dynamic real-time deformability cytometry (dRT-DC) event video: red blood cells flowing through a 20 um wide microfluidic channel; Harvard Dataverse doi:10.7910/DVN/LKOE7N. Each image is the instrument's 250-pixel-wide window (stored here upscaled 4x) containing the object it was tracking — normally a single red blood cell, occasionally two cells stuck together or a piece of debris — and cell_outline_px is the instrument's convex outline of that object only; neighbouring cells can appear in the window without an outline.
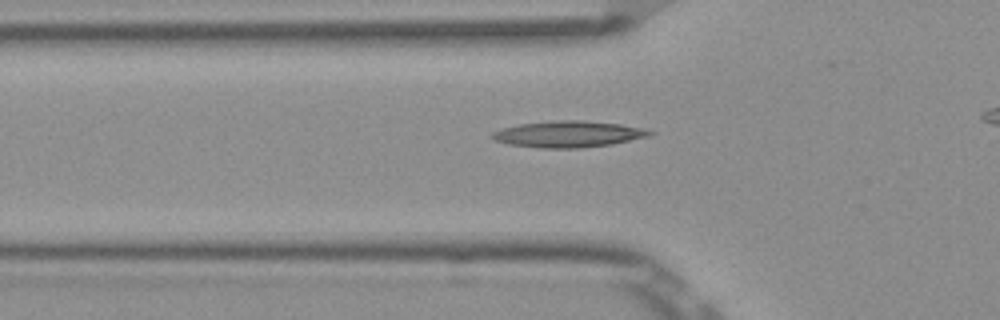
{"species": "Egyptian fruit bat (a non-hibernating species)", "species_latin": "Rousettus aegyptiacus", "temperature_condition": "room temperature", "stored_images_in_passage": 37, "camera_frame_rate_fps": 3000, "um_per_image_px": 0.085, "frame": {"image": 1, "passage_image": 9, "time_ms": 2.667, "image_size_px": [1000, 320], "cell_outline_px": [[656, 132], [652, 136], [612, 144], [580, 148], [540, 148], [508, 144], [492, 140], [488, 136], [492, 132], [500, 128], [520, 124], [552, 120], [584, 120], [620, 124], [644, 128]], "centroid_in_image_um": [48.3, 11.4], "position_along_channel_um": 77.5, "area_um2": 24.62}}
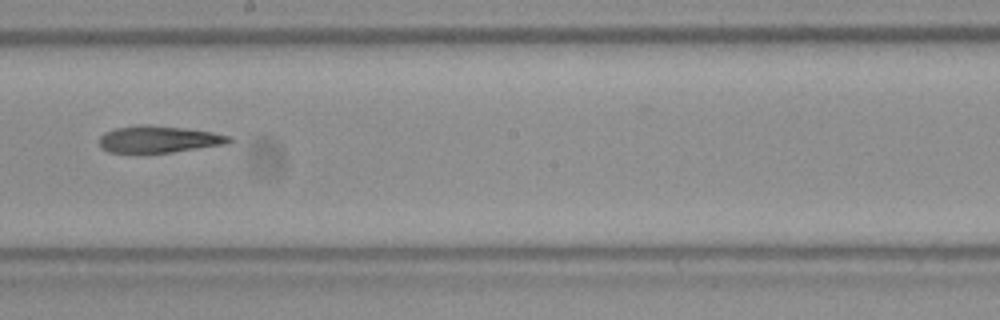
{"frame": {"image": 2, "passage_image": 21, "time_ms": 6.667, "image_size_px": [1000, 320], "cell_outline_px": [[232, 140], [228, 144], [172, 152], [108, 152], [100, 148], [100, 136], [104, 132], [116, 128], [140, 124], [148, 124], [184, 128], [212, 132], [232, 136]], "centroid_in_image_um": [13.51, 11.83], "position_along_channel_um": 234.7, "area_um2": 20.35}}
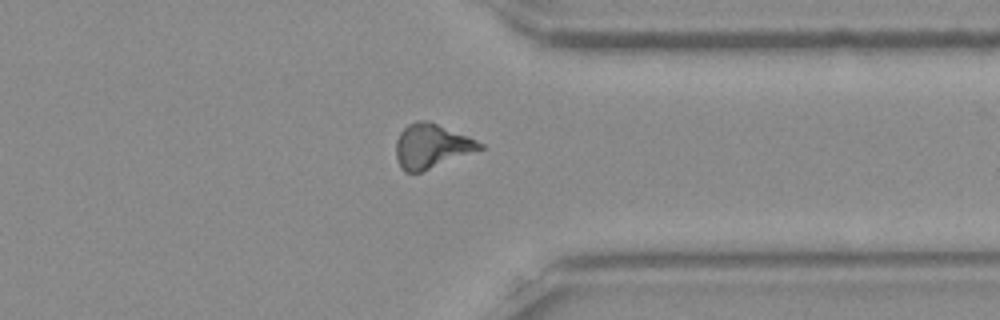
{"frame": {"image": 3, "passage_image": 32, "time_ms": 10.333, "image_size_px": [1000, 320], "cell_outline_px": [[484, 148], [420, 172], [404, 172], [400, 168], [396, 160], [396, 140], [400, 132], [408, 124], [416, 120], [428, 120], [468, 136], [484, 144]], "centroid_in_image_um": [36.64, 12.41], "position_along_channel_um": 374.8, "area_um2": 21.56}}